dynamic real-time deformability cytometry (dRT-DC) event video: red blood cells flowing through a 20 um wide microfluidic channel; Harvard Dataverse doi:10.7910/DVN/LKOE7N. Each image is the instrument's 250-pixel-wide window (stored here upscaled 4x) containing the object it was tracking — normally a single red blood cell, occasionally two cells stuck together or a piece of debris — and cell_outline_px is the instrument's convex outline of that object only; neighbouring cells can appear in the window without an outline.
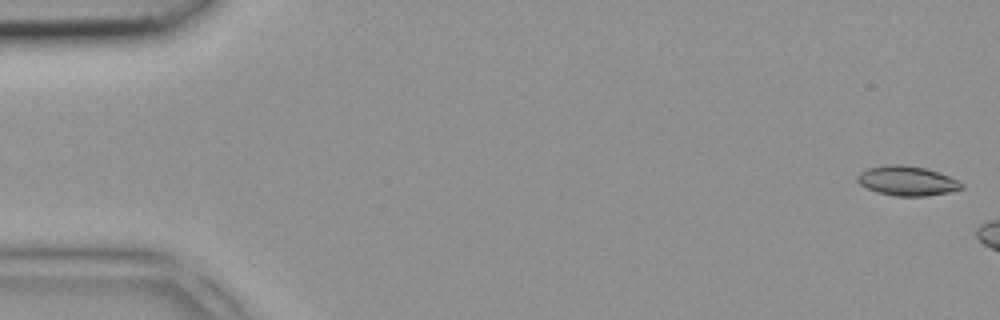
{"species": "common noctule bat (a hibernating species)", "species_latin": "Nyctalus noctula", "temperature_condition": "room temperature", "stored_images_in_passage": 2, "camera_frame_rate_fps": 3000, "um_per_image_px": 0.085, "animal": {"sex": "female", "body_mass_g": 18.4}, "frame": {"image": 1, "passage_image": 2, "time_ms": 0.333, "image_size_px": [1000, 320], "cell_outline_px": [[964, 188], [948, 192], [928, 196], [896, 196], [876, 192], [860, 184], [856, 180], [856, 176], [860, 172], [868, 168], [884, 164], [904, 164], [924, 168], [960, 180], [964, 184]], "centroid_in_image_um": [77.09, 15.37], "position_along_channel_um": 7.9, "area_um2": 18.09}}